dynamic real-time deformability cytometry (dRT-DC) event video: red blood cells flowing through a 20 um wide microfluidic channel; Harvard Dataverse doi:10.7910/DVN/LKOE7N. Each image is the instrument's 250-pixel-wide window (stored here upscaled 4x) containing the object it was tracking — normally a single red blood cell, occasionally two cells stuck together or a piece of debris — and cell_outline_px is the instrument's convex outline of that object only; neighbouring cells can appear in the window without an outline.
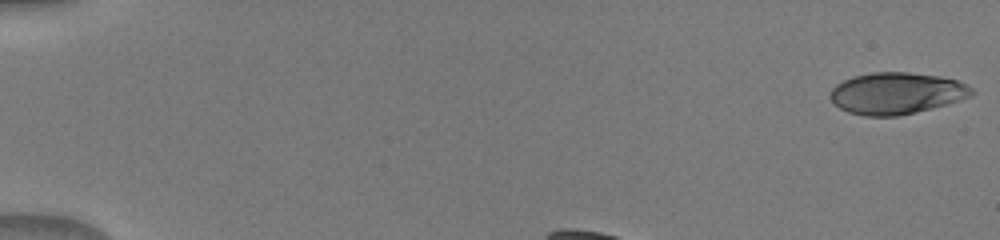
{"species": "human", "species_latin": "Homo sapiens", "temperature_condition": "warm", "stored_images_in_passage": 37, "camera_frame_rate_fps": 3000, "um_per_image_px": 0.085, "donor": {"sex": "male"}, "frame": {"image": 1, "passage_image": 1, "time_ms": 0.0, "image_size_px": [1000, 240], "cell_outline_px": [[976, 92], [972, 96], [948, 104], [932, 108], [896, 116], [864, 116], [848, 112], [832, 104], [828, 96], [828, 92], [836, 84], [852, 76], [872, 72], [908, 72], [940, 76], [956, 80], [972, 88]], "centroid_in_image_um": [76.16, 7.93], "position_along_channel_um": 8.8, "area_um2": 34.62}}
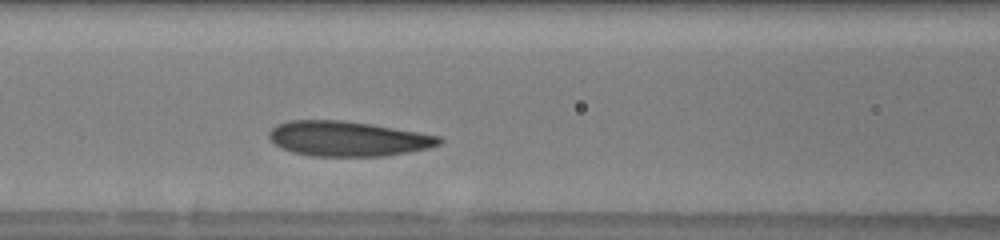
{"frame": {"image": 2, "passage_image": 15, "time_ms": 4.667, "image_size_px": [1000, 240], "cell_outline_px": [[444, 140], [440, 144], [428, 148], [408, 152], [384, 156], [312, 156], [292, 152], [276, 144], [268, 136], [268, 132], [276, 124], [292, 120], [344, 120], [440, 136]], "centroid_in_image_um": [29.55, 11.79], "position_along_channel_um": 137.1, "area_um2": 34.39}}
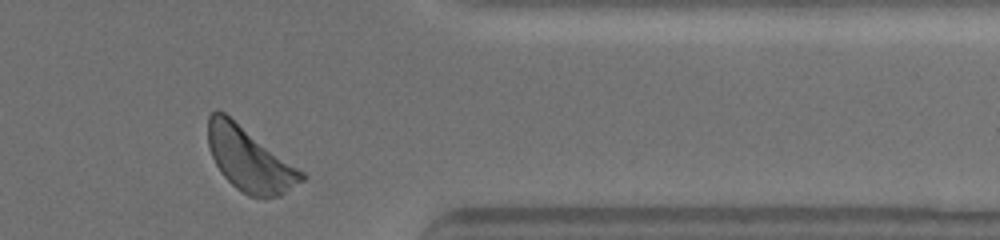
{"frame": {"image": 3, "passage_image": 35, "time_ms": 11.333, "image_size_px": [1000, 240], "cell_outline_px": [[308, 176], [304, 180], [280, 196], [248, 196], [236, 188], [224, 176], [216, 164], [212, 156], [208, 144], [208, 116], [216, 108], [224, 112], [304, 172]], "centroid_in_image_um": [21.2, 13.53], "position_along_channel_um": 390.2, "area_um2": 34.33}}